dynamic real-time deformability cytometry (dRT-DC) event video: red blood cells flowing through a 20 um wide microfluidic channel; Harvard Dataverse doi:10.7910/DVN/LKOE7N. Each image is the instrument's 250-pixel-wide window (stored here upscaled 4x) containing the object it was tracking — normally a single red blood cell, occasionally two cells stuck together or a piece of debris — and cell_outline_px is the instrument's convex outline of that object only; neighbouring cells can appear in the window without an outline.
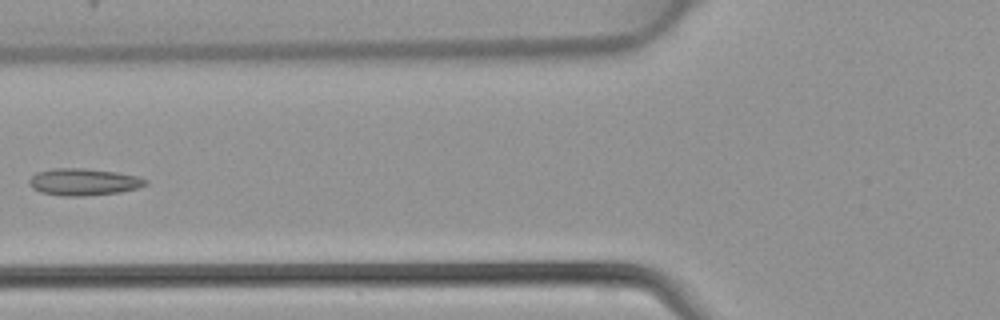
{"species": "common noctule bat (a hibernating species)", "species_latin": "Nyctalus noctula", "temperature_condition": "warm", "stored_images_in_passage": 4, "camera_frame_rate_fps": 3000, "um_per_image_px": 0.085, "animal": {"sex": "female", "body_mass_g": 22.7, "forearm_length_mm": 54.2}, "frame": {"image": 1, "passage_image": 4, "time_ms": 1.0, "image_size_px": [1000, 320], "cell_outline_px": [[148, 184], [136, 188], [120, 192], [84, 196], [64, 196], [40, 192], [32, 188], [28, 184], [28, 180], [36, 172], [52, 168], [84, 168], [116, 172], [136, 176], [148, 180]], "centroid_in_image_um": [7.07, 15.46], "position_along_channel_um": 118.7, "area_um2": 18.32}}